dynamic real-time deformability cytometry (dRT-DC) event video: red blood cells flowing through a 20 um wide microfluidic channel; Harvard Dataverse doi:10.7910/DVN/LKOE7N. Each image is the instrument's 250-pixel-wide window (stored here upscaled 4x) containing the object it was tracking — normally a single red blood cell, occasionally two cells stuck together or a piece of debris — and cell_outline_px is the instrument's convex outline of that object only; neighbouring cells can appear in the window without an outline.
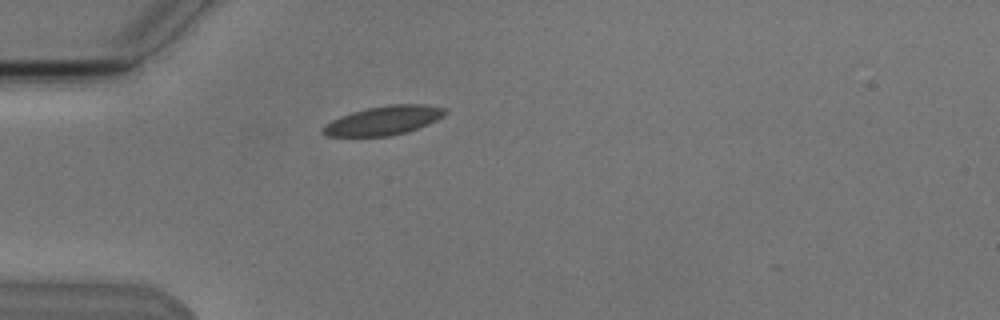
{"species": "Egyptian fruit bat (a non-hibernating species)", "species_latin": "Rousettus aegyptiacus", "temperature_condition": "cold", "stored_images_in_passage": 2, "camera_frame_rate_fps": 3000, "um_per_image_px": 0.085, "animal": {"sex": "male"}, "frame": {"image": 1, "passage_image": 1, "time_ms": 0.0, "image_size_px": [1000, 320], "cell_outline_px": [[448, 112], [444, 116], [428, 124], [392, 136], [324, 136], [320, 132], [320, 128], [324, 124], [340, 116], [352, 112], [368, 108], [392, 104], [424, 104], [444, 108]], "centroid_in_image_um": [32.56, 10.24], "position_along_channel_um": 52.4, "area_um2": 20.63}}